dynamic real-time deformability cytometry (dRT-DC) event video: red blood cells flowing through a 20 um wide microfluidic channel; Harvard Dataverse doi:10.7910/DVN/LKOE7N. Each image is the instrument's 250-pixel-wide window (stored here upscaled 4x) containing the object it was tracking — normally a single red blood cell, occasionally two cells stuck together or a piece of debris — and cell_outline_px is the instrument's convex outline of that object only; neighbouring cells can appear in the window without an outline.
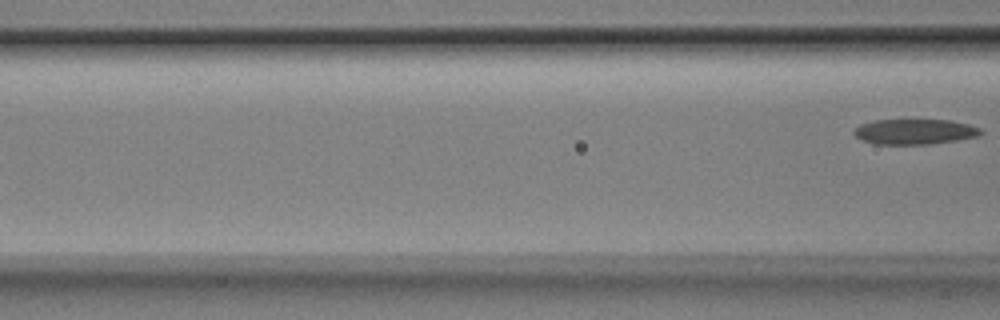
{"species": "Egyptian fruit bat (a non-hibernating species)", "species_latin": "Rousettus aegyptiacus", "temperature_condition": "room temperature", "stored_images_in_passage": 8, "camera_frame_rate_fps": 3000, "um_per_image_px": 0.085, "animal": {"sex": "male"}, "frame": {"image": 1, "passage_image": 8, "time_ms": 2.333, "image_size_px": [1000, 320], "cell_outline_px": [[984, 132], [980, 136], [956, 140], [928, 144], [876, 144], [860, 140], [852, 132], [852, 128], [860, 124], [876, 120], [948, 120], [968, 124], [980, 128]], "centroid_in_image_um": [77.72, 11.19], "position_along_channel_um": 88.9, "area_um2": 18.79}}